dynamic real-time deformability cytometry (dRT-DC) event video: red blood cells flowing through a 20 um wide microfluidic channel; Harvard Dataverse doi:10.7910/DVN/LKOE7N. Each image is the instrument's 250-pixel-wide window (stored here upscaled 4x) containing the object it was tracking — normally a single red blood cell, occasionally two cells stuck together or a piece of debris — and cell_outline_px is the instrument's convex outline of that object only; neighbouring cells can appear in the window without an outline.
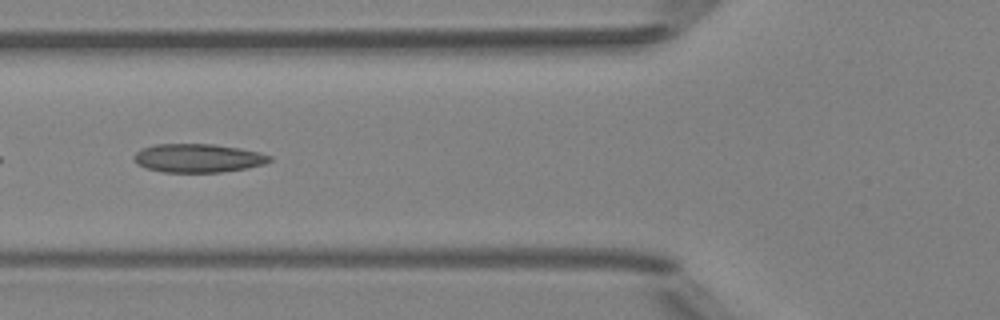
{"species": "Egyptian fruit bat (a non-hibernating species)", "species_latin": "Rousettus aegyptiacus", "temperature_condition": "room temperature", "stored_images_in_passage": 6, "camera_frame_rate_fps": 3000, "um_per_image_px": 0.085, "animal": {"sex": "female"}, "frame": {"image": 1, "passage_image": 6, "time_ms": 5.667, "image_size_px": [1000, 320], "cell_outline_px": [[272, 160], [264, 164], [248, 168], [220, 172], [164, 172], [144, 168], [136, 164], [136, 152], [144, 148], [156, 144], [212, 144], [240, 148], [260, 152], [272, 156]], "centroid_in_image_um": [16.87, 13.44], "position_along_channel_um": 108.9, "area_um2": 22.54}}